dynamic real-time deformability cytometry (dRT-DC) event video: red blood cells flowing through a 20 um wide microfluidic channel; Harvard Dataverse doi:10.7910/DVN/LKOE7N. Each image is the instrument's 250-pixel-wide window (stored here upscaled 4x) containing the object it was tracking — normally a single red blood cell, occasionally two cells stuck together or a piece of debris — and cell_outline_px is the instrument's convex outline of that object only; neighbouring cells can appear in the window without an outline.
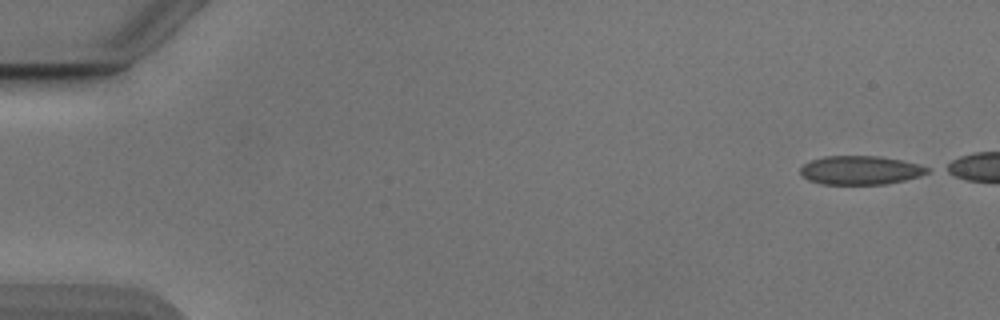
{"species": "Egyptian fruit bat (a non-hibernating species)", "species_latin": "Rousettus aegyptiacus", "temperature_condition": "cold", "stored_images_in_passage": 45, "camera_frame_rate_fps": 3000, "um_per_image_px": 0.085, "animal": {"sex": "male"}, "frame": {"image": 1, "passage_image": 1, "time_ms": 0.0, "image_size_px": [1000, 320], "cell_outline_px": [[932, 172], [920, 176], [904, 180], [884, 184], [824, 184], [808, 180], [800, 172], [800, 168], [804, 164], [812, 160], [824, 156], [880, 156], [920, 164], [928, 168]], "centroid_in_image_um": [73.16, 14.46], "position_along_channel_um": 11.8, "area_um2": 21.21}}
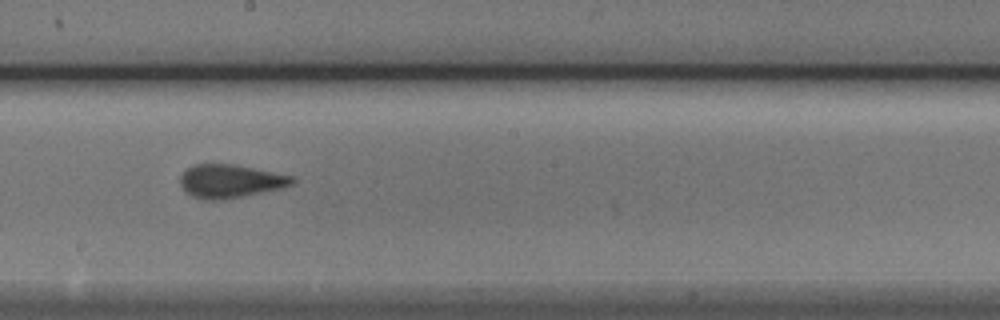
{"frame": {"image": 2, "passage_image": 28, "time_ms": 9.0, "image_size_px": [1000, 320], "cell_outline_px": [[296, 180], [292, 184], [280, 188], [220, 200], [204, 200], [192, 196], [184, 192], [180, 184], [180, 176], [192, 164], [232, 164], [292, 176]], "centroid_in_image_um": [19.5, 15.4], "position_along_channel_um": 228.7, "area_um2": 21.44}}
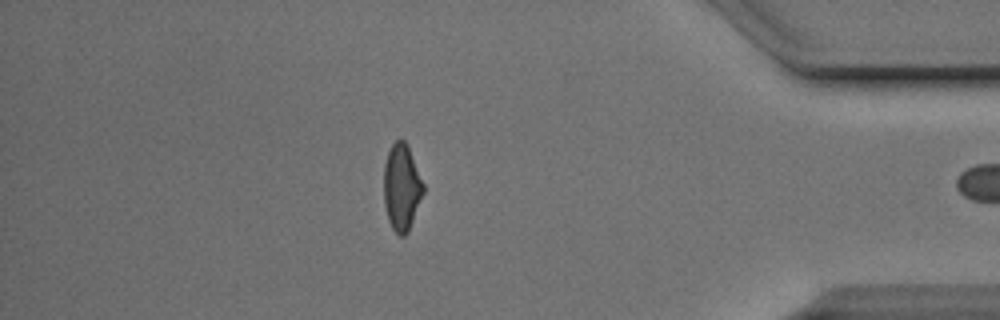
{"frame": {"image": 3, "passage_image": 44, "time_ms": 14.333, "image_size_px": [1000, 320], "cell_outline_px": [[424, 192], [408, 232], [404, 236], [400, 236], [392, 228], [388, 220], [384, 204], [384, 164], [388, 152], [392, 144], [396, 140], [404, 140], [408, 148], [424, 184]], "centroid_in_image_um": [34.13, 15.95], "position_along_channel_um": 401.1, "area_um2": 19.71}}